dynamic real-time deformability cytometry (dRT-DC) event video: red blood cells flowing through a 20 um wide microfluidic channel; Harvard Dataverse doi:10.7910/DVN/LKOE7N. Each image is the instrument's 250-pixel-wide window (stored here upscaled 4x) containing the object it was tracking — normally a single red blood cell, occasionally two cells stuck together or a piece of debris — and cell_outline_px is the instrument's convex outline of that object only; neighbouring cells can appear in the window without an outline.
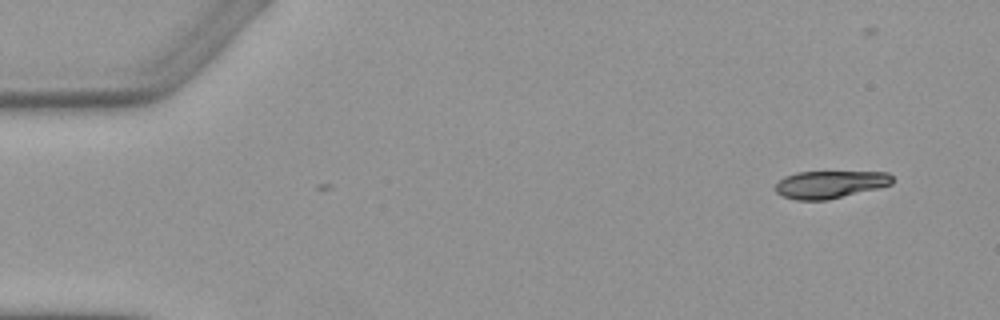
{"species": "Egyptian fruit bat (a non-hibernating species)", "species_latin": "Rousettus aegyptiacus", "temperature_condition": "warm", "stored_images_in_passage": 2, "camera_frame_rate_fps": 3000, "um_per_image_px": 0.085, "animal": {"sex": "female"}, "frame": {"image": 1, "passage_image": 2, "time_ms": 1.333, "image_size_px": [1000, 320], "cell_outline_px": [[892, 184], [828, 200], [796, 200], [784, 196], [776, 192], [776, 184], [784, 176], [796, 172], [888, 172], [892, 176]], "centroid_in_image_um": [70.53, 15.67], "position_along_channel_um": 14.5, "area_um2": 18.55}}